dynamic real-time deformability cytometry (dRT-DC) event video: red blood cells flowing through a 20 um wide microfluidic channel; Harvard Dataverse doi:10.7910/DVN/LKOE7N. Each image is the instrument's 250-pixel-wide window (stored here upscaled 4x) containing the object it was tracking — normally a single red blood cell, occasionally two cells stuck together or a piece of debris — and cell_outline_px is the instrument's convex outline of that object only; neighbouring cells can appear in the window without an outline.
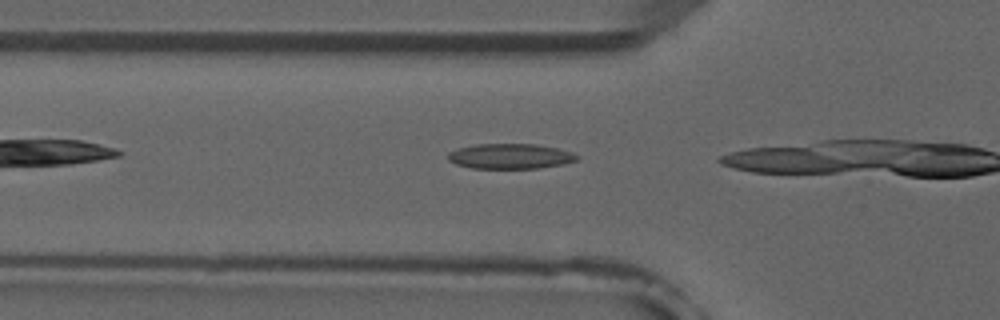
{"species": "common noctule bat (a hibernating species)", "species_latin": "Nyctalus noctula", "temperature_condition": "room temperature", "stored_images_in_passage": 7, "camera_frame_rate_fps": 3000, "um_per_image_px": 0.085, "animal": {"sex": "male", "forearm_length_mm": 52.5}, "frame": {"image": 1, "passage_image": 4, "time_ms": 1.0, "image_size_px": [1000, 320], "cell_outline_px": [[580, 156], [576, 160], [564, 164], [540, 168], [472, 168], [456, 164], [448, 160], [448, 152], [456, 148], [476, 144], [536, 144], [556, 148], [572, 152]], "centroid_in_image_um": [43.36, 13.28], "position_along_channel_um": 82.4, "area_um2": 18.96}}